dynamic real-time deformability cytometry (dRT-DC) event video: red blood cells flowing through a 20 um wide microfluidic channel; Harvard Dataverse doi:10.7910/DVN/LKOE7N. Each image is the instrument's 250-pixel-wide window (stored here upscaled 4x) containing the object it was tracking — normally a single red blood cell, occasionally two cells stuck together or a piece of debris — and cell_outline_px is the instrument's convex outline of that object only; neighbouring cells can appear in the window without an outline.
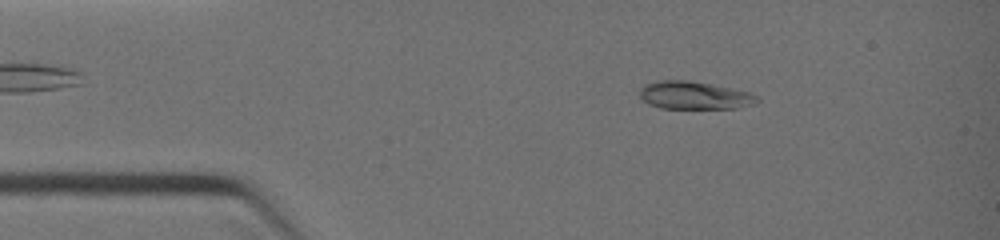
{"species": "common noctule bat (a hibernating species)", "species_latin": "Nyctalus noctula", "temperature_condition": "warm", "stored_images_in_passage": 8, "camera_frame_rate_fps": 3000, "um_per_image_px": 0.085, "animal": {"sex": "female", "body_mass_g": 19.0, "forearm_length_mm": 51.5}, "frame": {"image": 1, "passage_image": 4, "time_ms": 1.0, "image_size_px": [1000, 240], "cell_outline_px": [[760, 100], [756, 104], [736, 108], [660, 108], [648, 104], [640, 96], [640, 88], [644, 84], [656, 80], [688, 80], [712, 84], [748, 92], [756, 96]], "centroid_in_image_um": [59.0, 8.1], "position_along_channel_um": 26.0, "area_um2": 19.07}}